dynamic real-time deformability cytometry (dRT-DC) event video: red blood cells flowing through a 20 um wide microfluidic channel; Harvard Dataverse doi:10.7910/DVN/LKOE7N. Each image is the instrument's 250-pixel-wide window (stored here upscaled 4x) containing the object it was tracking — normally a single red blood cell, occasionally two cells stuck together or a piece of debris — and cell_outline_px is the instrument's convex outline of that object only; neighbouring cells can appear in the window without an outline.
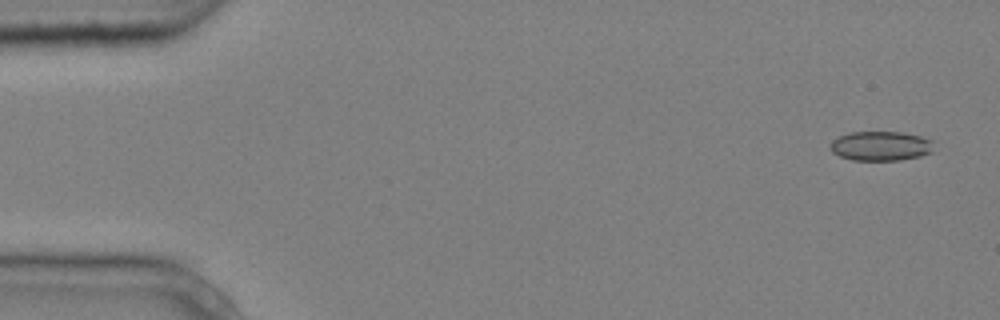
{"species": "common noctule bat (a hibernating species)", "species_latin": "Nyctalus noctula", "temperature_condition": "cold", "stored_images_in_passage": 4, "camera_frame_rate_fps": 3000, "um_per_image_px": 0.085, "animal": {"sex": "male", "body_mass_g": 20.4}, "frame": {"image": 1, "passage_image": 1, "time_ms": 0.0, "image_size_px": [1000, 320], "cell_outline_px": [[932, 152], [920, 156], [900, 160], [852, 160], [840, 156], [832, 152], [828, 144], [832, 140], [848, 132], [904, 132], [920, 136], [932, 140]], "centroid_in_image_um": [74.83, 12.4], "position_along_channel_um": 10.2, "area_um2": 17.86}}